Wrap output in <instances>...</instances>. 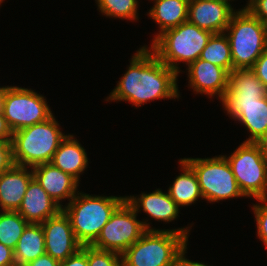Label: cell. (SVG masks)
Returning a JSON list of instances; mask_svg holds the SVG:
<instances>
[{"instance_id": "6da1fadb", "label": "cell", "mask_w": 267, "mask_h": 266, "mask_svg": "<svg viewBox=\"0 0 267 266\" xmlns=\"http://www.w3.org/2000/svg\"><path fill=\"white\" fill-rule=\"evenodd\" d=\"M128 67L105 101H127L140 107L157 99L179 98V73L160 61L149 47H140Z\"/></svg>"}, {"instance_id": "7a4b0ae2", "label": "cell", "mask_w": 267, "mask_h": 266, "mask_svg": "<svg viewBox=\"0 0 267 266\" xmlns=\"http://www.w3.org/2000/svg\"><path fill=\"white\" fill-rule=\"evenodd\" d=\"M188 228L147 230L121 255L122 266H175L188 243Z\"/></svg>"}, {"instance_id": "3957f363", "label": "cell", "mask_w": 267, "mask_h": 266, "mask_svg": "<svg viewBox=\"0 0 267 266\" xmlns=\"http://www.w3.org/2000/svg\"><path fill=\"white\" fill-rule=\"evenodd\" d=\"M124 200V196H93L83 192L77 193L67 205L63 206L77 241L82 246L92 245L112 213Z\"/></svg>"}, {"instance_id": "277c9868", "label": "cell", "mask_w": 267, "mask_h": 266, "mask_svg": "<svg viewBox=\"0 0 267 266\" xmlns=\"http://www.w3.org/2000/svg\"><path fill=\"white\" fill-rule=\"evenodd\" d=\"M53 115L48 120L16 130L12 137L14 165L34 167L50 163L54 153L66 138Z\"/></svg>"}, {"instance_id": "5b68a950", "label": "cell", "mask_w": 267, "mask_h": 266, "mask_svg": "<svg viewBox=\"0 0 267 266\" xmlns=\"http://www.w3.org/2000/svg\"><path fill=\"white\" fill-rule=\"evenodd\" d=\"M213 33L188 21L159 34L150 49L166 66L180 73L179 62L188 66L196 61Z\"/></svg>"}, {"instance_id": "8992f818", "label": "cell", "mask_w": 267, "mask_h": 266, "mask_svg": "<svg viewBox=\"0 0 267 266\" xmlns=\"http://www.w3.org/2000/svg\"><path fill=\"white\" fill-rule=\"evenodd\" d=\"M225 31L233 70L252 68L267 47V26L244 7L233 13Z\"/></svg>"}, {"instance_id": "52a82bcc", "label": "cell", "mask_w": 267, "mask_h": 266, "mask_svg": "<svg viewBox=\"0 0 267 266\" xmlns=\"http://www.w3.org/2000/svg\"><path fill=\"white\" fill-rule=\"evenodd\" d=\"M197 175L203 200L218 202L245 197L224 155L213 158H183Z\"/></svg>"}, {"instance_id": "ba28073f", "label": "cell", "mask_w": 267, "mask_h": 266, "mask_svg": "<svg viewBox=\"0 0 267 266\" xmlns=\"http://www.w3.org/2000/svg\"><path fill=\"white\" fill-rule=\"evenodd\" d=\"M147 230L161 229L151 228L146 220H137V212L124 200L112 213L92 246L122 255Z\"/></svg>"}, {"instance_id": "9c48e42d", "label": "cell", "mask_w": 267, "mask_h": 266, "mask_svg": "<svg viewBox=\"0 0 267 266\" xmlns=\"http://www.w3.org/2000/svg\"><path fill=\"white\" fill-rule=\"evenodd\" d=\"M225 158L245 197H267V161L256 143L243 142L230 156L225 155Z\"/></svg>"}, {"instance_id": "30bf717a", "label": "cell", "mask_w": 267, "mask_h": 266, "mask_svg": "<svg viewBox=\"0 0 267 266\" xmlns=\"http://www.w3.org/2000/svg\"><path fill=\"white\" fill-rule=\"evenodd\" d=\"M2 113L11 130H21L53 116L44 96L28 88L5 86Z\"/></svg>"}, {"instance_id": "8fae6325", "label": "cell", "mask_w": 267, "mask_h": 266, "mask_svg": "<svg viewBox=\"0 0 267 266\" xmlns=\"http://www.w3.org/2000/svg\"><path fill=\"white\" fill-rule=\"evenodd\" d=\"M223 108L235 121L249 131V138L244 142L258 141L267 130V96L241 97L225 94L222 100Z\"/></svg>"}, {"instance_id": "7c38bea8", "label": "cell", "mask_w": 267, "mask_h": 266, "mask_svg": "<svg viewBox=\"0 0 267 266\" xmlns=\"http://www.w3.org/2000/svg\"><path fill=\"white\" fill-rule=\"evenodd\" d=\"M41 225L45 237V253L55 260L64 261L82 247L77 241L71 221L63 209Z\"/></svg>"}, {"instance_id": "4fadbf2b", "label": "cell", "mask_w": 267, "mask_h": 266, "mask_svg": "<svg viewBox=\"0 0 267 266\" xmlns=\"http://www.w3.org/2000/svg\"><path fill=\"white\" fill-rule=\"evenodd\" d=\"M235 11L226 1L189 0L187 21L213 34L223 33Z\"/></svg>"}, {"instance_id": "5bb4252c", "label": "cell", "mask_w": 267, "mask_h": 266, "mask_svg": "<svg viewBox=\"0 0 267 266\" xmlns=\"http://www.w3.org/2000/svg\"><path fill=\"white\" fill-rule=\"evenodd\" d=\"M188 85L196 94H206L209 98L214 95L223 99L228 88L229 72L206 60L198 58L187 66Z\"/></svg>"}, {"instance_id": "9a60e30c", "label": "cell", "mask_w": 267, "mask_h": 266, "mask_svg": "<svg viewBox=\"0 0 267 266\" xmlns=\"http://www.w3.org/2000/svg\"><path fill=\"white\" fill-rule=\"evenodd\" d=\"M33 178L46 190L48 195L62 208V200L70 202L79 192V182L71 175L55 167L52 163H43L32 167Z\"/></svg>"}, {"instance_id": "2e32d148", "label": "cell", "mask_w": 267, "mask_h": 266, "mask_svg": "<svg viewBox=\"0 0 267 266\" xmlns=\"http://www.w3.org/2000/svg\"><path fill=\"white\" fill-rule=\"evenodd\" d=\"M62 209L33 178L28 184L17 212L28 223L41 224L48 218L57 215Z\"/></svg>"}, {"instance_id": "e0dca14e", "label": "cell", "mask_w": 267, "mask_h": 266, "mask_svg": "<svg viewBox=\"0 0 267 266\" xmlns=\"http://www.w3.org/2000/svg\"><path fill=\"white\" fill-rule=\"evenodd\" d=\"M32 179V167L13 165L10 169L0 174L1 211L18 210L28 184Z\"/></svg>"}, {"instance_id": "ac0fdd59", "label": "cell", "mask_w": 267, "mask_h": 266, "mask_svg": "<svg viewBox=\"0 0 267 266\" xmlns=\"http://www.w3.org/2000/svg\"><path fill=\"white\" fill-rule=\"evenodd\" d=\"M138 196H125V200L138 213L141 209L155 221L171 222L178 218L179 206L170 197L169 193L156 189L152 193H143ZM141 208V209H140Z\"/></svg>"}, {"instance_id": "d6986e66", "label": "cell", "mask_w": 267, "mask_h": 266, "mask_svg": "<svg viewBox=\"0 0 267 266\" xmlns=\"http://www.w3.org/2000/svg\"><path fill=\"white\" fill-rule=\"evenodd\" d=\"M74 137L71 134L66 136L50 163L79 182L80 174H83L88 166V157L84 147Z\"/></svg>"}, {"instance_id": "ffe728a7", "label": "cell", "mask_w": 267, "mask_h": 266, "mask_svg": "<svg viewBox=\"0 0 267 266\" xmlns=\"http://www.w3.org/2000/svg\"><path fill=\"white\" fill-rule=\"evenodd\" d=\"M154 5L148 15L159 25V33L153 40L164 31L177 27L187 22L189 0H153Z\"/></svg>"}, {"instance_id": "44dd1931", "label": "cell", "mask_w": 267, "mask_h": 266, "mask_svg": "<svg viewBox=\"0 0 267 266\" xmlns=\"http://www.w3.org/2000/svg\"><path fill=\"white\" fill-rule=\"evenodd\" d=\"M179 163L183 172L174 179L167 192L179 207H184L194 204L199 198L203 199V196L192 167L184 159H180Z\"/></svg>"}, {"instance_id": "7402d4cb", "label": "cell", "mask_w": 267, "mask_h": 266, "mask_svg": "<svg viewBox=\"0 0 267 266\" xmlns=\"http://www.w3.org/2000/svg\"><path fill=\"white\" fill-rule=\"evenodd\" d=\"M45 254V237L41 224L29 223L14 249L16 266H25Z\"/></svg>"}, {"instance_id": "603a6c76", "label": "cell", "mask_w": 267, "mask_h": 266, "mask_svg": "<svg viewBox=\"0 0 267 266\" xmlns=\"http://www.w3.org/2000/svg\"><path fill=\"white\" fill-rule=\"evenodd\" d=\"M225 94L241 97L267 96V88L251 68L234 69L229 73L228 88Z\"/></svg>"}, {"instance_id": "cb8c5ba5", "label": "cell", "mask_w": 267, "mask_h": 266, "mask_svg": "<svg viewBox=\"0 0 267 266\" xmlns=\"http://www.w3.org/2000/svg\"><path fill=\"white\" fill-rule=\"evenodd\" d=\"M199 58L222 67L230 73L233 70V62L227 35L224 32L212 34Z\"/></svg>"}, {"instance_id": "d4e9b609", "label": "cell", "mask_w": 267, "mask_h": 266, "mask_svg": "<svg viewBox=\"0 0 267 266\" xmlns=\"http://www.w3.org/2000/svg\"><path fill=\"white\" fill-rule=\"evenodd\" d=\"M1 212L0 242L14 250L20 236L29 223L17 211L8 210Z\"/></svg>"}, {"instance_id": "484cf974", "label": "cell", "mask_w": 267, "mask_h": 266, "mask_svg": "<svg viewBox=\"0 0 267 266\" xmlns=\"http://www.w3.org/2000/svg\"><path fill=\"white\" fill-rule=\"evenodd\" d=\"M98 10L106 17L124 20H136L138 18V0H95Z\"/></svg>"}, {"instance_id": "4316f807", "label": "cell", "mask_w": 267, "mask_h": 266, "mask_svg": "<svg viewBox=\"0 0 267 266\" xmlns=\"http://www.w3.org/2000/svg\"><path fill=\"white\" fill-rule=\"evenodd\" d=\"M89 266H122V258L119 253L101 250L88 245Z\"/></svg>"}, {"instance_id": "83f0119b", "label": "cell", "mask_w": 267, "mask_h": 266, "mask_svg": "<svg viewBox=\"0 0 267 266\" xmlns=\"http://www.w3.org/2000/svg\"><path fill=\"white\" fill-rule=\"evenodd\" d=\"M256 200L260 204H254L252 209L257 224V235L267 249V197Z\"/></svg>"}, {"instance_id": "f1b7e54d", "label": "cell", "mask_w": 267, "mask_h": 266, "mask_svg": "<svg viewBox=\"0 0 267 266\" xmlns=\"http://www.w3.org/2000/svg\"><path fill=\"white\" fill-rule=\"evenodd\" d=\"M14 165L12 141L0 140V174Z\"/></svg>"}, {"instance_id": "f546056e", "label": "cell", "mask_w": 267, "mask_h": 266, "mask_svg": "<svg viewBox=\"0 0 267 266\" xmlns=\"http://www.w3.org/2000/svg\"><path fill=\"white\" fill-rule=\"evenodd\" d=\"M59 266H89L88 265V245H83L74 255L61 261Z\"/></svg>"}, {"instance_id": "4dcf8cb0", "label": "cell", "mask_w": 267, "mask_h": 266, "mask_svg": "<svg viewBox=\"0 0 267 266\" xmlns=\"http://www.w3.org/2000/svg\"><path fill=\"white\" fill-rule=\"evenodd\" d=\"M245 8L267 26V0H248Z\"/></svg>"}, {"instance_id": "1f68e13d", "label": "cell", "mask_w": 267, "mask_h": 266, "mask_svg": "<svg viewBox=\"0 0 267 266\" xmlns=\"http://www.w3.org/2000/svg\"><path fill=\"white\" fill-rule=\"evenodd\" d=\"M261 83L267 88V47L251 68Z\"/></svg>"}, {"instance_id": "d6a6232c", "label": "cell", "mask_w": 267, "mask_h": 266, "mask_svg": "<svg viewBox=\"0 0 267 266\" xmlns=\"http://www.w3.org/2000/svg\"><path fill=\"white\" fill-rule=\"evenodd\" d=\"M0 266H16L14 250L0 242Z\"/></svg>"}, {"instance_id": "836d02e7", "label": "cell", "mask_w": 267, "mask_h": 266, "mask_svg": "<svg viewBox=\"0 0 267 266\" xmlns=\"http://www.w3.org/2000/svg\"><path fill=\"white\" fill-rule=\"evenodd\" d=\"M59 263L58 260H55L53 257L45 253L37 259L30 261L25 266H59Z\"/></svg>"}, {"instance_id": "e575fe53", "label": "cell", "mask_w": 267, "mask_h": 266, "mask_svg": "<svg viewBox=\"0 0 267 266\" xmlns=\"http://www.w3.org/2000/svg\"><path fill=\"white\" fill-rule=\"evenodd\" d=\"M13 131L9 127L7 120L3 116V113H0V140L1 141H12Z\"/></svg>"}, {"instance_id": "d590c367", "label": "cell", "mask_w": 267, "mask_h": 266, "mask_svg": "<svg viewBox=\"0 0 267 266\" xmlns=\"http://www.w3.org/2000/svg\"><path fill=\"white\" fill-rule=\"evenodd\" d=\"M186 251H187V244L181 249L175 266H210V265H206L204 262L200 263V262H195V261H191L187 259L185 255L187 253Z\"/></svg>"}, {"instance_id": "8d00e7d4", "label": "cell", "mask_w": 267, "mask_h": 266, "mask_svg": "<svg viewBox=\"0 0 267 266\" xmlns=\"http://www.w3.org/2000/svg\"><path fill=\"white\" fill-rule=\"evenodd\" d=\"M255 143L258 145L262 156L267 161V130L265 131L264 135Z\"/></svg>"}, {"instance_id": "74e56055", "label": "cell", "mask_w": 267, "mask_h": 266, "mask_svg": "<svg viewBox=\"0 0 267 266\" xmlns=\"http://www.w3.org/2000/svg\"><path fill=\"white\" fill-rule=\"evenodd\" d=\"M3 97H4V87H0V113H2V108H3Z\"/></svg>"}, {"instance_id": "f35d334b", "label": "cell", "mask_w": 267, "mask_h": 266, "mask_svg": "<svg viewBox=\"0 0 267 266\" xmlns=\"http://www.w3.org/2000/svg\"><path fill=\"white\" fill-rule=\"evenodd\" d=\"M220 1H226V2L230 3V1H232V0H220Z\"/></svg>"}]
</instances>
